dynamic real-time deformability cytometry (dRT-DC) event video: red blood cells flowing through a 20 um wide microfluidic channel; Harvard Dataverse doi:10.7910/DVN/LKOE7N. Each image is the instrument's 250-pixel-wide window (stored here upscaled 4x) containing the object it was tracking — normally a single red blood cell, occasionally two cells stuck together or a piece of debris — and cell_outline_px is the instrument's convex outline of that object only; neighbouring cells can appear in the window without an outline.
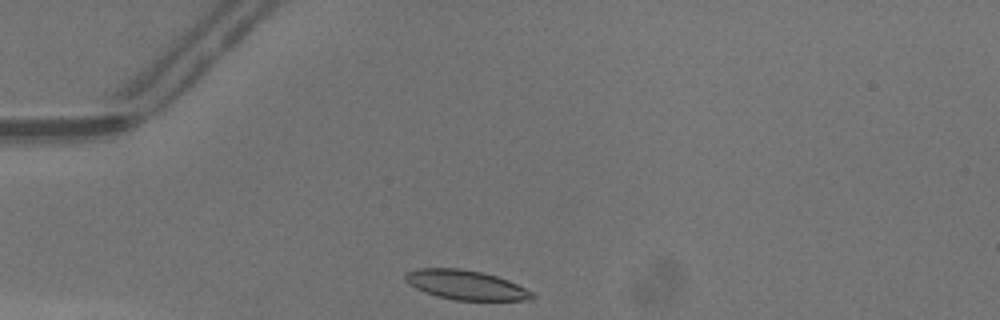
{"species": "common noctule bat (a hibernating species)", "species_latin": "Nyctalus noctula", "temperature_condition": "warm", "stored_images_in_passage": 26, "camera_frame_rate_fps": 3000, "um_per_image_px": 0.085, "animal": {"sex": "male", "body_mass_g": 13.3}, "frame": {"image": 1, "passage_image": 1, "time_ms": 0.0, "image_size_px": [1000, 320], "cell_outline_px": [[536, 296], [532, 300], [456, 300], [436, 296], [424, 292], [408, 284], [404, 280], [404, 272], [416, 268], [460, 268], [484, 272], [508, 280], [532, 292]], "centroid_in_image_um": [39.55, 24.21], "position_along_channel_um": 45.5, "area_um2": 21.96}}
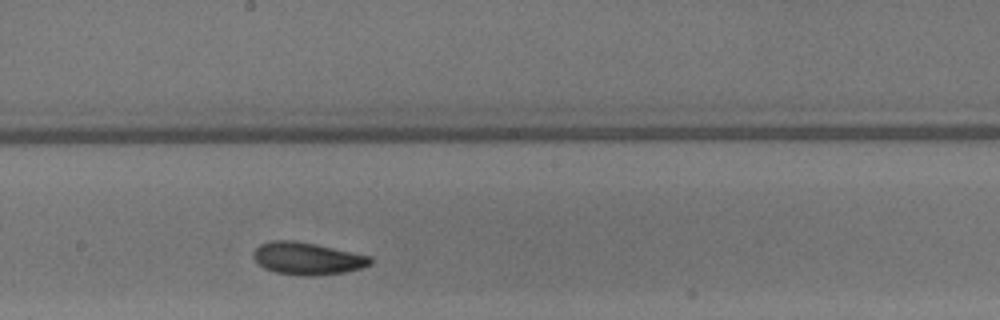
{"frame": {"image": 2, "passage_image": 15, "time_ms": 4.667, "image_size_px": [1000, 320], "cell_outline_px": [[372, 264], [364, 268], [344, 272], [316, 276], [300, 276], [276, 272], [264, 268], [256, 264], [252, 256], [252, 252], [260, 244], [272, 240], [292, 240], [316, 244], [372, 256]], "centroid_in_image_um": [26.12, 21.98], "position_along_channel_um": 222.1, "area_um2": 22.43}}
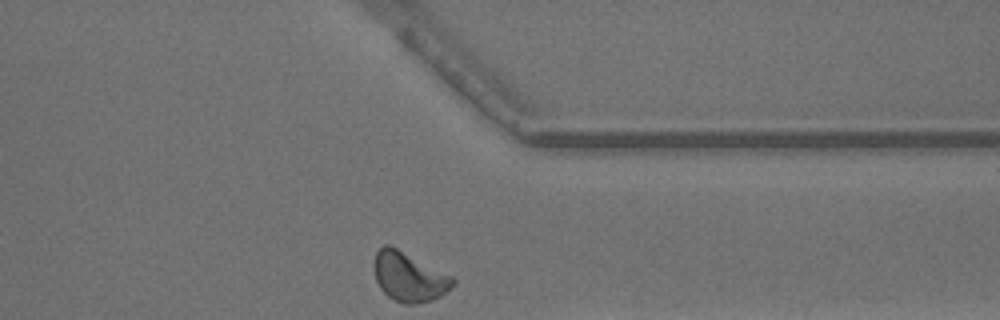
{"frame": {"image": 3, "passage_image": 26, "time_ms": 8.333, "image_size_px": [1000, 320], "cell_outline_px": [[456, 284], [452, 288], [440, 296], [432, 300], [412, 304], [404, 304], [388, 296], [380, 288], [376, 280], [372, 264], [376, 252], [384, 244], [388, 244], [452, 276], [456, 280]], "centroid_in_image_um": [34.75, 23.53], "position_along_channel_um": 376.6, "area_um2": 22.54}, "authors_computed_cell_mechanics": {"area_um2": 21.7328, "velocity_mm_per_s": 4.3169, "shape_relaxation_time_tau1_ms": 3.9077, "shape_relaxation_time_tau2_ms": 2.7212, "deformation_change_tau1": 0.1067, "deformation_change_tau2": 0.0868}}